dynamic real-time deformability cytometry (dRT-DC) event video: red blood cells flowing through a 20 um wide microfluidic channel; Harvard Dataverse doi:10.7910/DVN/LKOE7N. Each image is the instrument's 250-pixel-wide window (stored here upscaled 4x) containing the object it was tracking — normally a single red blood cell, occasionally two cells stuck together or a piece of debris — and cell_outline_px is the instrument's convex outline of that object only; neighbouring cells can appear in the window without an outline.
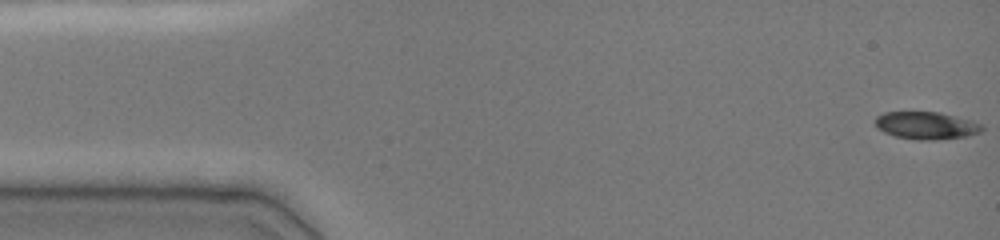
{"species": "common noctule bat (a hibernating species)", "species_latin": "Nyctalus noctula", "temperature_condition": "cold", "stored_images_in_passage": 12, "camera_frame_rate_fps": 3000, "um_per_image_px": 0.085, "animal": {"sex": "female", "body_mass_g": 19.0, "forearm_length_mm": 51.5}, "frame": {"image": 1, "passage_image": 1, "time_ms": 0.0, "image_size_px": [1000, 240], "cell_outline_px": [[984, 128], [980, 132], [968, 136], [936, 140], [916, 140], [896, 136], [884, 132], [876, 128], [876, 116], [884, 112], [940, 112], [972, 120], [984, 124]], "centroid_in_image_um": [78.77, 10.67], "position_along_channel_um": 6.2, "area_um2": 17.28}}
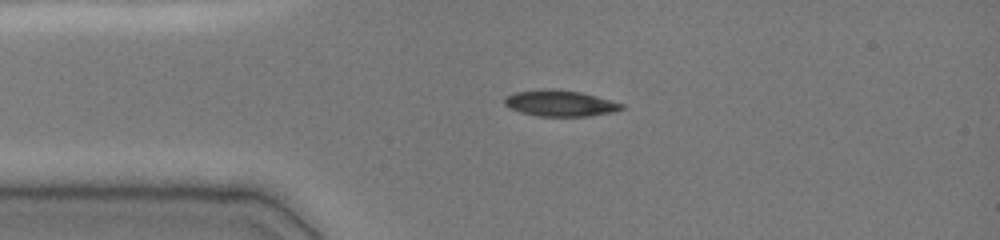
{"frame": {"image": 2, "passage_image": 9, "time_ms": 3.333, "image_size_px": [1000, 240], "cell_outline_px": [[624, 108], [616, 112], [588, 116], [536, 116], [520, 112], [504, 104], [504, 96], [512, 92], [540, 88], [556, 88], [580, 92], [596, 96], [624, 104]], "centroid_in_image_um": [47.58, 8.76], "position_along_channel_um": 37.4, "area_um2": 18.15}}